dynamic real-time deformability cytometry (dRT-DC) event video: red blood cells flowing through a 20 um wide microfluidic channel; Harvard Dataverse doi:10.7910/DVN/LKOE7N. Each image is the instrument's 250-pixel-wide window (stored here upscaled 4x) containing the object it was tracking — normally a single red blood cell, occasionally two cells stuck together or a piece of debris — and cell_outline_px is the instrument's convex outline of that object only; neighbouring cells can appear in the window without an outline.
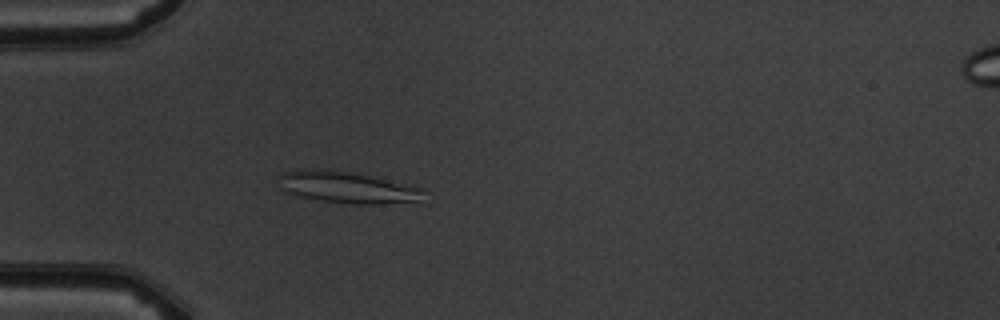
{"species": "common noctule bat (a hibernating species)", "species_latin": "Nyctalus noctula", "temperature_condition": "warm", "stored_images_in_passage": 4, "camera_frame_rate_fps": 3000, "um_per_image_px": 0.085, "animal": {"sex": "male", "body_mass_g": 19.5, "forearm_length_mm": 54.6}, "frame": {"image": 1, "passage_image": 4, "time_ms": 4.333, "image_size_px": [1000, 320], "cell_outline_px": [[424, 204], [352, 204], [320, 200], [300, 196], [284, 192], [280, 188], [280, 176], [284, 172], [300, 168], [324, 168], [356, 172], [424, 188]], "centroid_in_image_um": [29.63, 15.93], "position_along_channel_um": 55.4, "area_um2": 27.8}}